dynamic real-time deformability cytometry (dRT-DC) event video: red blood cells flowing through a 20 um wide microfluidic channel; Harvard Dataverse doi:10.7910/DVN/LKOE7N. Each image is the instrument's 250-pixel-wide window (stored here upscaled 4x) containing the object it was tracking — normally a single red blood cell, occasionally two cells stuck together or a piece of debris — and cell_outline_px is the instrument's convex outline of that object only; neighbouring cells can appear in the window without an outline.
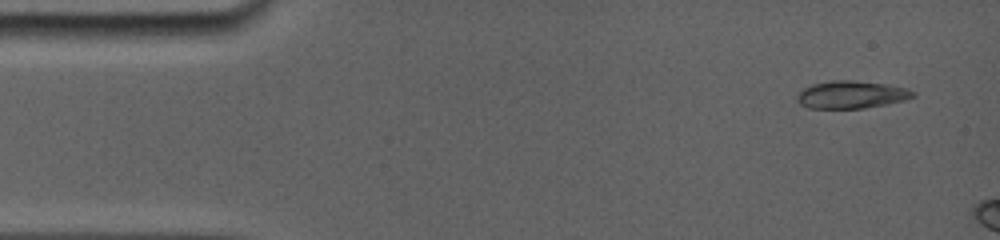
{"species": "common noctule bat (a hibernating species)", "species_latin": "Nyctalus noctula", "temperature_condition": "room temperature", "stored_images_in_passage": 3, "camera_frame_rate_fps": 5000, "um_per_image_px": 0.085, "animal": {"sex": "female", "body_mass_g": 19.0, "forearm_length_mm": 56.7}, "frame": {"image": 1, "passage_image": 1, "time_ms": 0.0, "image_size_px": [1000, 240], "cell_outline_px": [[916, 96], [904, 100], [864, 108], [808, 108], [800, 104], [796, 100], [796, 96], [804, 88], [812, 84], [832, 80], [852, 80], [888, 84], [908, 88], [916, 92]], "centroid_in_image_um": [72.38, 8.03], "position_along_channel_um": 12.6, "area_um2": 18.67}}